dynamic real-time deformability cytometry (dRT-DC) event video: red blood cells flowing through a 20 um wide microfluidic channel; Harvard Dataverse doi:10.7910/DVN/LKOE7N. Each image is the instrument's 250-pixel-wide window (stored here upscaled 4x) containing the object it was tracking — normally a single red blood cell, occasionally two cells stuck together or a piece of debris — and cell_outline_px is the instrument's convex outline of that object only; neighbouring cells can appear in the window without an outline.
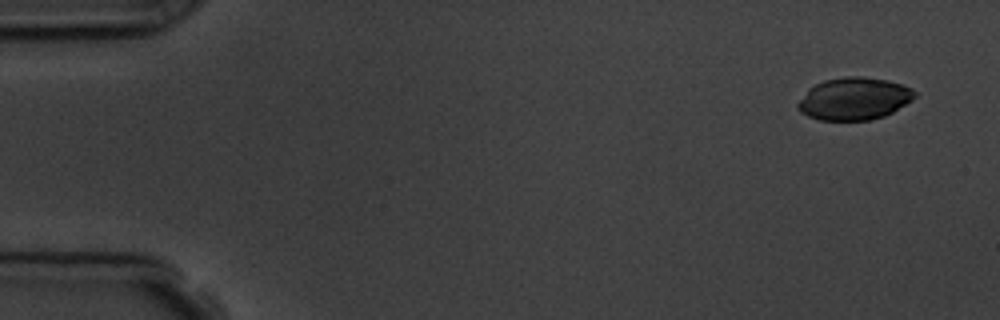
{"species": "common noctule bat (a hibernating species)", "species_latin": "Nyctalus noctula", "temperature_condition": "room temperature", "stored_images_in_passage": 5, "camera_frame_rate_fps": 3000, "um_per_image_px": 0.085, "animal": {"sex": "male", "body_mass_g": 19.5, "forearm_length_mm": 54.6}, "frame": {"image": 1, "passage_image": 1, "time_ms": 0.0, "image_size_px": [1000, 320], "cell_outline_px": [[916, 96], [912, 100], [892, 112], [884, 116], [872, 120], [820, 120], [808, 116], [800, 112], [796, 108], [796, 104], [808, 88], [824, 80], [848, 76], [860, 76], [888, 80], [904, 84], [912, 88], [916, 92]], "centroid_in_image_um": [72.6, 8.39], "position_along_channel_um": 12.4, "area_um2": 29.07}}